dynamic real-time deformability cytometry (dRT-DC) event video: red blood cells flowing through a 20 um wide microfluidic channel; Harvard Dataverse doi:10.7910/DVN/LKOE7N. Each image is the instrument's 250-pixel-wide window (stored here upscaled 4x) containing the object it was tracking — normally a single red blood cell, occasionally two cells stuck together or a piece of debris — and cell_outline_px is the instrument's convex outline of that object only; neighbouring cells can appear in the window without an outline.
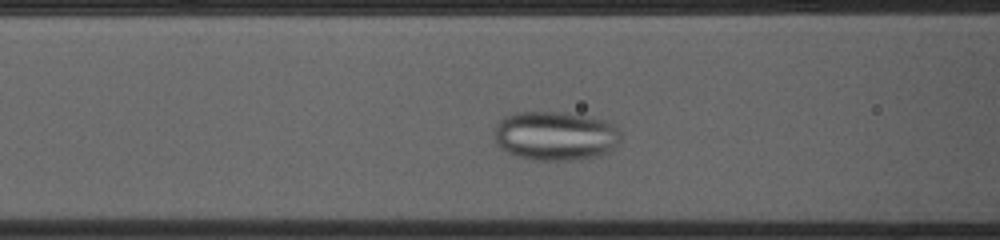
{"species": "common noctule bat (a hibernating species)", "species_latin": "Nyctalus noctula", "temperature_condition": "cold", "stored_images_in_passage": 39, "camera_frame_rate_fps": 3000, "um_per_image_px": 0.085, "animal": {"sex": "female", "body_mass_g": 23.0, "forearm_length_mm": 53.4}, "frame": {"image": 1, "passage_image": 11, "time_ms": 3.333, "image_size_px": [1000, 240], "cell_outline_px": [[620, 140], [608, 152], [600, 156], [580, 160], [536, 160], [516, 156], [508, 152], [496, 140], [496, 124], [504, 116], [516, 112], [564, 112], [604, 120], [612, 124], [620, 132]], "centroid_in_image_um": [47.23, 11.55], "position_along_channel_um": 119.4, "area_um2": 36.01}}
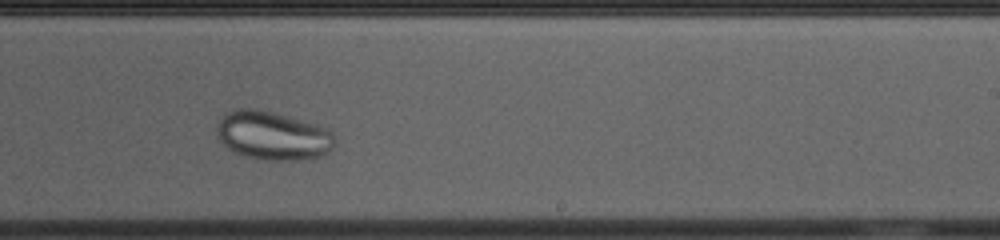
{"frame": {"image": 2, "passage_image": 23, "time_ms": 7.333, "image_size_px": [1000, 240], "cell_outline_px": [[336, 140], [332, 148], [328, 152], [320, 156], [296, 160], [268, 160], [248, 156], [236, 152], [228, 148], [220, 140], [216, 132], [216, 128], [220, 120], [228, 112], [236, 108], [256, 108], [288, 116], [316, 124], [332, 132]], "centroid_in_image_um": [23.19, 11.52], "position_along_channel_um": 265.8, "area_um2": 33.12}}
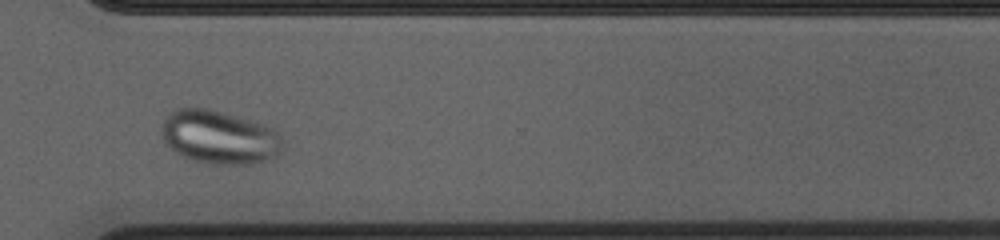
{"frame": {"image": 3, "passage_image": 30, "time_ms": 9.667, "image_size_px": [1000, 240], "cell_outline_px": [[284, 144], [280, 152], [272, 160], [252, 164], [208, 164], [192, 160], [176, 152], [164, 140], [160, 132], [160, 128], [164, 120], [176, 108], [208, 108], [264, 124], [272, 128], [284, 140]], "centroid_in_image_um": [18.67, 11.68], "position_along_channel_um": 351.9, "area_um2": 37.92}}